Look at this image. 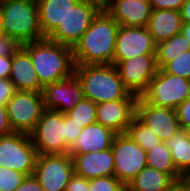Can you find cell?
Segmentation results:
<instances>
[{
	"label": "cell",
	"mask_w": 190,
	"mask_h": 191,
	"mask_svg": "<svg viewBox=\"0 0 190 191\" xmlns=\"http://www.w3.org/2000/svg\"><path fill=\"white\" fill-rule=\"evenodd\" d=\"M97 104L88 98L83 97L82 100L66 114L80 125L82 128L96 122Z\"/></svg>",
	"instance_id": "28"
},
{
	"label": "cell",
	"mask_w": 190,
	"mask_h": 191,
	"mask_svg": "<svg viewBox=\"0 0 190 191\" xmlns=\"http://www.w3.org/2000/svg\"><path fill=\"white\" fill-rule=\"evenodd\" d=\"M12 66V56H0V79L9 78Z\"/></svg>",
	"instance_id": "40"
},
{
	"label": "cell",
	"mask_w": 190,
	"mask_h": 191,
	"mask_svg": "<svg viewBox=\"0 0 190 191\" xmlns=\"http://www.w3.org/2000/svg\"><path fill=\"white\" fill-rule=\"evenodd\" d=\"M42 93L45 109L61 113H67L73 109L84 97L81 82L75 74L46 85Z\"/></svg>",
	"instance_id": "15"
},
{
	"label": "cell",
	"mask_w": 190,
	"mask_h": 191,
	"mask_svg": "<svg viewBox=\"0 0 190 191\" xmlns=\"http://www.w3.org/2000/svg\"><path fill=\"white\" fill-rule=\"evenodd\" d=\"M21 47L30 55L40 85L43 88L74 74L73 48L48 38L28 42Z\"/></svg>",
	"instance_id": "2"
},
{
	"label": "cell",
	"mask_w": 190,
	"mask_h": 191,
	"mask_svg": "<svg viewBox=\"0 0 190 191\" xmlns=\"http://www.w3.org/2000/svg\"><path fill=\"white\" fill-rule=\"evenodd\" d=\"M16 91L43 92L30 55L20 46L12 55V66L9 77Z\"/></svg>",
	"instance_id": "19"
},
{
	"label": "cell",
	"mask_w": 190,
	"mask_h": 191,
	"mask_svg": "<svg viewBox=\"0 0 190 191\" xmlns=\"http://www.w3.org/2000/svg\"><path fill=\"white\" fill-rule=\"evenodd\" d=\"M72 156L74 174L86 179L114 175V154L111 148L90 153H69Z\"/></svg>",
	"instance_id": "17"
},
{
	"label": "cell",
	"mask_w": 190,
	"mask_h": 191,
	"mask_svg": "<svg viewBox=\"0 0 190 191\" xmlns=\"http://www.w3.org/2000/svg\"><path fill=\"white\" fill-rule=\"evenodd\" d=\"M74 74L81 82L84 97L96 104L139 98L125 88L114 64L75 65Z\"/></svg>",
	"instance_id": "3"
},
{
	"label": "cell",
	"mask_w": 190,
	"mask_h": 191,
	"mask_svg": "<svg viewBox=\"0 0 190 191\" xmlns=\"http://www.w3.org/2000/svg\"><path fill=\"white\" fill-rule=\"evenodd\" d=\"M190 45V23L183 22L182 31Z\"/></svg>",
	"instance_id": "44"
},
{
	"label": "cell",
	"mask_w": 190,
	"mask_h": 191,
	"mask_svg": "<svg viewBox=\"0 0 190 191\" xmlns=\"http://www.w3.org/2000/svg\"><path fill=\"white\" fill-rule=\"evenodd\" d=\"M106 11L120 26L147 27L152 6L140 0H111Z\"/></svg>",
	"instance_id": "18"
},
{
	"label": "cell",
	"mask_w": 190,
	"mask_h": 191,
	"mask_svg": "<svg viewBox=\"0 0 190 191\" xmlns=\"http://www.w3.org/2000/svg\"><path fill=\"white\" fill-rule=\"evenodd\" d=\"M6 109L12 130L30 134L45 110L43 93L16 91Z\"/></svg>",
	"instance_id": "8"
},
{
	"label": "cell",
	"mask_w": 190,
	"mask_h": 191,
	"mask_svg": "<svg viewBox=\"0 0 190 191\" xmlns=\"http://www.w3.org/2000/svg\"><path fill=\"white\" fill-rule=\"evenodd\" d=\"M88 191H126V186L113 175L88 179Z\"/></svg>",
	"instance_id": "30"
},
{
	"label": "cell",
	"mask_w": 190,
	"mask_h": 191,
	"mask_svg": "<svg viewBox=\"0 0 190 191\" xmlns=\"http://www.w3.org/2000/svg\"><path fill=\"white\" fill-rule=\"evenodd\" d=\"M14 133V131L11 128L6 104H0V137L1 136H7Z\"/></svg>",
	"instance_id": "38"
},
{
	"label": "cell",
	"mask_w": 190,
	"mask_h": 191,
	"mask_svg": "<svg viewBox=\"0 0 190 191\" xmlns=\"http://www.w3.org/2000/svg\"><path fill=\"white\" fill-rule=\"evenodd\" d=\"M136 116L163 142L181 130L175 109L154 106L142 96L137 101Z\"/></svg>",
	"instance_id": "13"
},
{
	"label": "cell",
	"mask_w": 190,
	"mask_h": 191,
	"mask_svg": "<svg viewBox=\"0 0 190 191\" xmlns=\"http://www.w3.org/2000/svg\"><path fill=\"white\" fill-rule=\"evenodd\" d=\"M0 13L4 35L20 45L44 38L35 0H0Z\"/></svg>",
	"instance_id": "4"
},
{
	"label": "cell",
	"mask_w": 190,
	"mask_h": 191,
	"mask_svg": "<svg viewBox=\"0 0 190 191\" xmlns=\"http://www.w3.org/2000/svg\"><path fill=\"white\" fill-rule=\"evenodd\" d=\"M125 88L138 97L148 89L158 68L155 54H142L124 61H113Z\"/></svg>",
	"instance_id": "11"
},
{
	"label": "cell",
	"mask_w": 190,
	"mask_h": 191,
	"mask_svg": "<svg viewBox=\"0 0 190 191\" xmlns=\"http://www.w3.org/2000/svg\"><path fill=\"white\" fill-rule=\"evenodd\" d=\"M175 184L168 174L146 166L126 185V191H168Z\"/></svg>",
	"instance_id": "23"
},
{
	"label": "cell",
	"mask_w": 190,
	"mask_h": 191,
	"mask_svg": "<svg viewBox=\"0 0 190 191\" xmlns=\"http://www.w3.org/2000/svg\"><path fill=\"white\" fill-rule=\"evenodd\" d=\"M65 113L44 110L30 133L38 154H68L65 139Z\"/></svg>",
	"instance_id": "5"
},
{
	"label": "cell",
	"mask_w": 190,
	"mask_h": 191,
	"mask_svg": "<svg viewBox=\"0 0 190 191\" xmlns=\"http://www.w3.org/2000/svg\"><path fill=\"white\" fill-rule=\"evenodd\" d=\"M14 191H45L38 179L33 175L26 176Z\"/></svg>",
	"instance_id": "37"
},
{
	"label": "cell",
	"mask_w": 190,
	"mask_h": 191,
	"mask_svg": "<svg viewBox=\"0 0 190 191\" xmlns=\"http://www.w3.org/2000/svg\"><path fill=\"white\" fill-rule=\"evenodd\" d=\"M114 154V176L125 186L147 166L146 151L127 133L116 134L111 147Z\"/></svg>",
	"instance_id": "9"
},
{
	"label": "cell",
	"mask_w": 190,
	"mask_h": 191,
	"mask_svg": "<svg viewBox=\"0 0 190 191\" xmlns=\"http://www.w3.org/2000/svg\"><path fill=\"white\" fill-rule=\"evenodd\" d=\"M16 93V89L9 78L0 79V104H6Z\"/></svg>",
	"instance_id": "35"
},
{
	"label": "cell",
	"mask_w": 190,
	"mask_h": 191,
	"mask_svg": "<svg viewBox=\"0 0 190 191\" xmlns=\"http://www.w3.org/2000/svg\"><path fill=\"white\" fill-rule=\"evenodd\" d=\"M142 97L154 106L176 109L190 97L189 79L158 69Z\"/></svg>",
	"instance_id": "7"
},
{
	"label": "cell",
	"mask_w": 190,
	"mask_h": 191,
	"mask_svg": "<svg viewBox=\"0 0 190 191\" xmlns=\"http://www.w3.org/2000/svg\"><path fill=\"white\" fill-rule=\"evenodd\" d=\"M66 191H88V179L74 174L66 187Z\"/></svg>",
	"instance_id": "39"
},
{
	"label": "cell",
	"mask_w": 190,
	"mask_h": 191,
	"mask_svg": "<svg viewBox=\"0 0 190 191\" xmlns=\"http://www.w3.org/2000/svg\"><path fill=\"white\" fill-rule=\"evenodd\" d=\"M25 177L22 172L0 166V191H14Z\"/></svg>",
	"instance_id": "31"
},
{
	"label": "cell",
	"mask_w": 190,
	"mask_h": 191,
	"mask_svg": "<svg viewBox=\"0 0 190 191\" xmlns=\"http://www.w3.org/2000/svg\"><path fill=\"white\" fill-rule=\"evenodd\" d=\"M119 26L106 10H100L73 48L75 65L113 64Z\"/></svg>",
	"instance_id": "1"
},
{
	"label": "cell",
	"mask_w": 190,
	"mask_h": 191,
	"mask_svg": "<svg viewBox=\"0 0 190 191\" xmlns=\"http://www.w3.org/2000/svg\"><path fill=\"white\" fill-rule=\"evenodd\" d=\"M79 0H37L39 25L44 38H48L64 21Z\"/></svg>",
	"instance_id": "21"
},
{
	"label": "cell",
	"mask_w": 190,
	"mask_h": 191,
	"mask_svg": "<svg viewBox=\"0 0 190 191\" xmlns=\"http://www.w3.org/2000/svg\"><path fill=\"white\" fill-rule=\"evenodd\" d=\"M162 69L171 75L190 79V49L168 62Z\"/></svg>",
	"instance_id": "29"
},
{
	"label": "cell",
	"mask_w": 190,
	"mask_h": 191,
	"mask_svg": "<svg viewBox=\"0 0 190 191\" xmlns=\"http://www.w3.org/2000/svg\"><path fill=\"white\" fill-rule=\"evenodd\" d=\"M168 191H182L181 187L176 183Z\"/></svg>",
	"instance_id": "45"
},
{
	"label": "cell",
	"mask_w": 190,
	"mask_h": 191,
	"mask_svg": "<svg viewBox=\"0 0 190 191\" xmlns=\"http://www.w3.org/2000/svg\"><path fill=\"white\" fill-rule=\"evenodd\" d=\"M4 35L3 28H2V19H1V13H0V36Z\"/></svg>",
	"instance_id": "46"
},
{
	"label": "cell",
	"mask_w": 190,
	"mask_h": 191,
	"mask_svg": "<svg viewBox=\"0 0 190 191\" xmlns=\"http://www.w3.org/2000/svg\"><path fill=\"white\" fill-rule=\"evenodd\" d=\"M116 133L95 122L82 128L79 137L69 150V153H90L103 151L112 147Z\"/></svg>",
	"instance_id": "20"
},
{
	"label": "cell",
	"mask_w": 190,
	"mask_h": 191,
	"mask_svg": "<svg viewBox=\"0 0 190 191\" xmlns=\"http://www.w3.org/2000/svg\"><path fill=\"white\" fill-rule=\"evenodd\" d=\"M177 118L181 129L187 130L190 128V97H188L176 109Z\"/></svg>",
	"instance_id": "33"
},
{
	"label": "cell",
	"mask_w": 190,
	"mask_h": 191,
	"mask_svg": "<svg viewBox=\"0 0 190 191\" xmlns=\"http://www.w3.org/2000/svg\"><path fill=\"white\" fill-rule=\"evenodd\" d=\"M37 156L30 134L14 132L0 137V166L33 175Z\"/></svg>",
	"instance_id": "6"
},
{
	"label": "cell",
	"mask_w": 190,
	"mask_h": 191,
	"mask_svg": "<svg viewBox=\"0 0 190 191\" xmlns=\"http://www.w3.org/2000/svg\"><path fill=\"white\" fill-rule=\"evenodd\" d=\"M165 142L178 171L190 170V139L186 130L181 129Z\"/></svg>",
	"instance_id": "26"
},
{
	"label": "cell",
	"mask_w": 190,
	"mask_h": 191,
	"mask_svg": "<svg viewBox=\"0 0 190 191\" xmlns=\"http://www.w3.org/2000/svg\"><path fill=\"white\" fill-rule=\"evenodd\" d=\"M180 12L182 16V21L190 23V0H184Z\"/></svg>",
	"instance_id": "43"
},
{
	"label": "cell",
	"mask_w": 190,
	"mask_h": 191,
	"mask_svg": "<svg viewBox=\"0 0 190 191\" xmlns=\"http://www.w3.org/2000/svg\"><path fill=\"white\" fill-rule=\"evenodd\" d=\"M126 133L146 152L162 142L137 116L128 126Z\"/></svg>",
	"instance_id": "27"
},
{
	"label": "cell",
	"mask_w": 190,
	"mask_h": 191,
	"mask_svg": "<svg viewBox=\"0 0 190 191\" xmlns=\"http://www.w3.org/2000/svg\"><path fill=\"white\" fill-rule=\"evenodd\" d=\"M82 131V127L74 122L72 118H70L65 113V143L66 145L71 148L74 142L77 140V138L80 135V132Z\"/></svg>",
	"instance_id": "32"
},
{
	"label": "cell",
	"mask_w": 190,
	"mask_h": 191,
	"mask_svg": "<svg viewBox=\"0 0 190 191\" xmlns=\"http://www.w3.org/2000/svg\"><path fill=\"white\" fill-rule=\"evenodd\" d=\"M177 184L181 187L182 191H190V170L180 173Z\"/></svg>",
	"instance_id": "41"
},
{
	"label": "cell",
	"mask_w": 190,
	"mask_h": 191,
	"mask_svg": "<svg viewBox=\"0 0 190 191\" xmlns=\"http://www.w3.org/2000/svg\"><path fill=\"white\" fill-rule=\"evenodd\" d=\"M138 100H113L97 104L96 122L116 134L126 133L136 116Z\"/></svg>",
	"instance_id": "16"
},
{
	"label": "cell",
	"mask_w": 190,
	"mask_h": 191,
	"mask_svg": "<svg viewBox=\"0 0 190 191\" xmlns=\"http://www.w3.org/2000/svg\"><path fill=\"white\" fill-rule=\"evenodd\" d=\"M155 52L156 43L147 27L119 26L113 61H124Z\"/></svg>",
	"instance_id": "14"
},
{
	"label": "cell",
	"mask_w": 190,
	"mask_h": 191,
	"mask_svg": "<svg viewBox=\"0 0 190 191\" xmlns=\"http://www.w3.org/2000/svg\"><path fill=\"white\" fill-rule=\"evenodd\" d=\"M88 4H92L99 10H107L111 0H79Z\"/></svg>",
	"instance_id": "42"
},
{
	"label": "cell",
	"mask_w": 190,
	"mask_h": 191,
	"mask_svg": "<svg viewBox=\"0 0 190 191\" xmlns=\"http://www.w3.org/2000/svg\"><path fill=\"white\" fill-rule=\"evenodd\" d=\"M182 16L179 10H152L147 28L156 44L170 39L182 31Z\"/></svg>",
	"instance_id": "22"
},
{
	"label": "cell",
	"mask_w": 190,
	"mask_h": 191,
	"mask_svg": "<svg viewBox=\"0 0 190 191\" xmlns=\"http://www.w3.org/2000/svg\"><path fill=\"white\" fill-rule=\"evenodd\" d=\"M74 175L72 156L68 154H38L34 176L45 191H66Z\"/></svg>",
	"instance_id": "10"
},
{
	"label": "cell",
	"mask_w": 190,
	"mask_h": 191,
	"mask_svg": "<svg viewBox=\"0 0 190 191\" xmlns=\"http://www.w3.org/2000/svg\"><path fill=\"white\" fill-rule=\"evenodd\" d=\"M147 166L160 172L168 174L176 183L180 172L176 168L171 151L167 148L166 142L154 146L146 152Z\"/></svg>",
	"instance_id": "24"
},
{
	"label": "cell",
	"mask_w": 190,
	"mask_h": 191,
	"mask_svg": "<svg viewBox=\"0 0 190 191\" xmlns=\"http://www.w3.org/2000/svg\"><path fill=\"white\" fill-rule=\"evenodd\" d=\"M187 134H188V137L190 139V128L186 130Z\"/></svg>",
	"instance_id": "47"
},
{
	"label": "cell",
	"mask_w": 190,
	"mask_h": 191,
	"mask_svg": "<svg viewBox=\"0 0 190 191\" xmlns=\"http://www.w3.org/2000/svg\"><path fill=\"white\" fill-rule=\"evenodd\" d=\"M189 49V42L182 32L156 44L155 57L157 68L162 69L168 62Z\"/></svg>",
	"instance_id": "25"
},
{
	"label": "cell",
	"mask_w": 190,
	"mask_h": 191,
	"mask_svg": "<svg viewBox=\"0 0 190 191\" xmlns=\"http://www.w3.org/2000/svg\"><path fill=\"white\" fill-rule=\"evenodd\" d=\"M184 0H150L152 10H181Z\"/></svg>",
	"instance_id": "36"
},
{
	"label": "cell",
	"mask_w": 190,
	"mask_h": 191,
	"mask_svg": "<svg viewBox=\"0 0 190 191\" xmlns=\"http://www.w3.org/2000/svg\"><path fill=\"white\" fill-rule=\"evenodd\" d=\"M99 11L92 4L78 1L48 39L74 48Z\"/></svg>",
	"instance_id": "12"
},
{
	"label": "cell",
	"mask_w": 190,
	"mask_h": 191,
	"mask_svg": "<svg viewBox=\"0 0 190 191\" xmlns=\"http://www.w3.org/2000/svg\"><path fill=\"white\" fill-rule=\"evenodd\" d=\"M21 45L6 35L0 36V56H12Z\"/></svg>",
	"instance_id": "34"
}]
</instances>
